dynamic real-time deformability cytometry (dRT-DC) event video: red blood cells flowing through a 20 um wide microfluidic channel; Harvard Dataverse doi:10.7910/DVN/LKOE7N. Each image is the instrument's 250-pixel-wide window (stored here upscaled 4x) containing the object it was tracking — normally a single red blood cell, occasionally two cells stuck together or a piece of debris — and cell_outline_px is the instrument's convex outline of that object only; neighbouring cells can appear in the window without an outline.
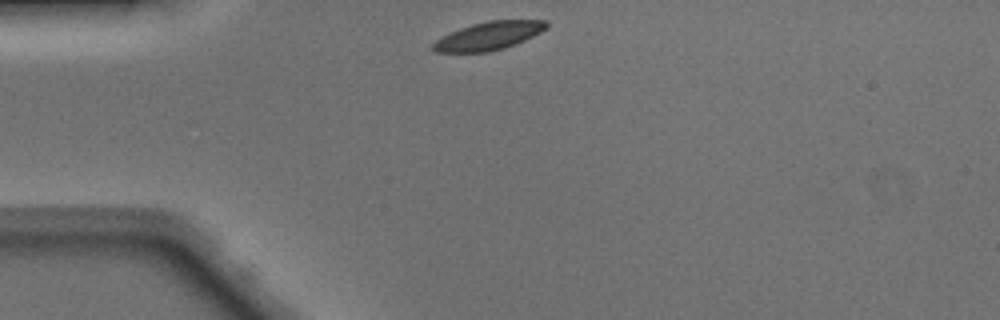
{"species": "Egyptian fruit bat (a non-hibernating species)", "species_latin": "Rousettus aegyptiacus", "temperature_condition": "warm", "stored_images_in_passage": 31, "camera_frame_rate_fps": 3000, "um_per_image_px": 0.085, "animal": {"sex": "male"}, "frame": {"image": 1, "passage_image": 1, "time_ms": 0.0, "image_size_px": [1000, 320], "cell_outline_px": [[548, 28], [516, 44], [504, 48], [488, 52], [436, 52], [432, 48], [432, 44], [436, 40], [460, 28], [472, 24], [488, 20], [548, 20]], "centroid_in_image_um": [41.57, 3.04], "position_along_channel_um": 43.4, "area_um2": 18.5}}
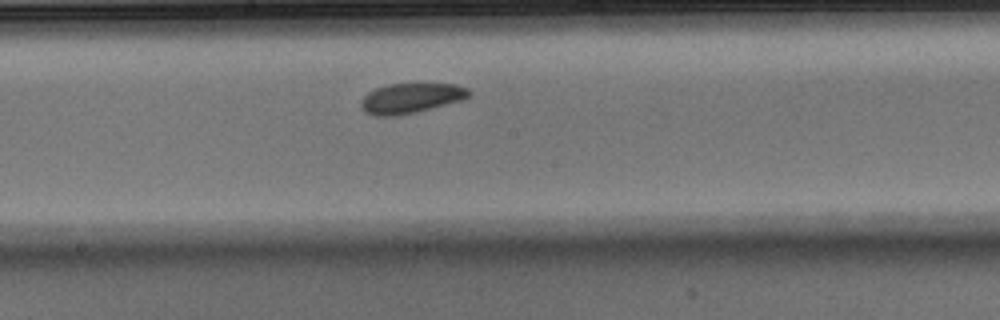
{"frame": {"image": 2, "passage_image": 15, "time_ms": 4.667, "image_size_px": [1000, 320], "cell_outline_px": [[472, 92], [468, 96], [460, 100], [416, 112], [396, 116], [376, 116], [364, 112], [360, 108], [360, 100], [368, 92], [376, 88], [388, 84], [416, 80], [420, 80], [456, 84], [468, 88]], "centroid_in_image_um": [34.92, 8.28], "position_along_channel_um": 213.3, "area_um2": 19.88}}
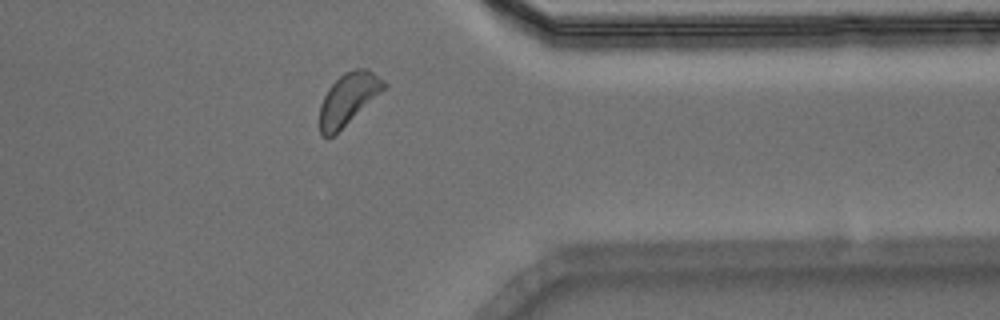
{"frame": {"image": 3, "passage_image": 28, "time_ms": 9.0, "image_size_px": [1000, 320], "cell_outline_px": [[388, 84], [380, 92], [332, 136], [324, 136], [320, 132], [320, 104], [328, 88], [344, 72], [356, 68], [368, 68], [384, 80]], "centroid_in_image_um": [29.59, 8.35], "position_along_channel_um": 381.8, "area_um2": 18.67}, "authors_computed_cell_mechanics": {"area_um2": 19.3052, "velocity_mm_per_s": 4.0985, "shape_relaxation_time_tau1_ms": 3.2942, "shape_relaxation_time_tau2_ms": null, "deformation_change_tau1": 0.0912, "deformation_change_tau2": null}}